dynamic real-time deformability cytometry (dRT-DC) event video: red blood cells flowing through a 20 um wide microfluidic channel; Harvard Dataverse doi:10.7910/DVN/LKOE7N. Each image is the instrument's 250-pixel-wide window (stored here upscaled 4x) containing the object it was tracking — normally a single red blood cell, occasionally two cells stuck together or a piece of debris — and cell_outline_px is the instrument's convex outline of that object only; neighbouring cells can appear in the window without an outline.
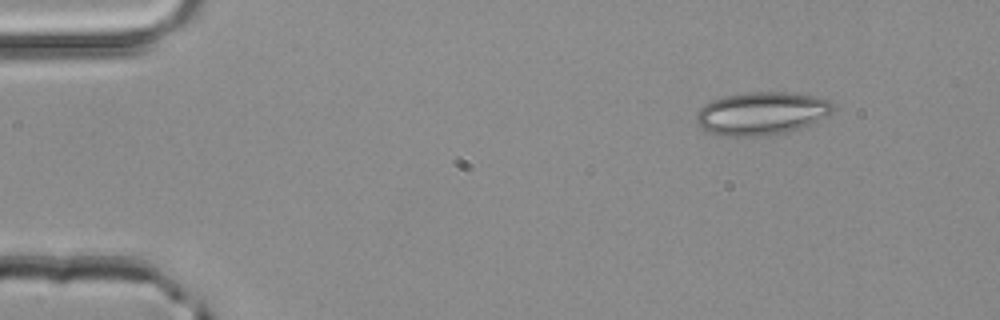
{"species": "common noctule bat (a hibernating species)", "species_latin": "Nyctalus noctula", "temperature_condition": "room temperature", "stored_images_in_passage": 46, "camera_frame_rate_fps": 3000, "um_per_image_px": 0.085, "animal": {"sex": "male", "body_mass_g": 20.4}, "frame": {"image": 1, "passage_image": 1, "time_ms": 0.0, "image_size_px": [1000, 320], "cell_outline_px": [[836, 108], [832, 112], [800, 128], [784, 132], [756, 136], [728, 136], [708, 132], [696, 120], [696, 112], [704, 104], [712, 100], [724, 96], [748, 92], [784, 92], [812, 96], [828, 100], [836, 104]], "centroid_in_image_um": [64.72, 9.62], "position_along_channel_um": 20.3, "area_um2": 33.76}}
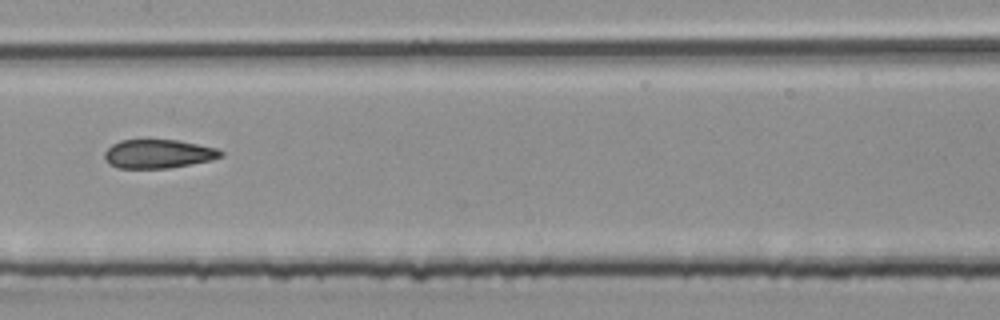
{"frame": {"image": 2, "passage_image": 21, "time_ms": 6.667, "image_size_px": [1000, 320], "cell_outline_px": [[224, 156], [212, 160], [168, 168], [116, 168], [108, 164], [104, 160], [104, 152], [112, 144], [120, 140], [176, 140], [216, 148], [224, 152]], "centroid_in_image_um": [13.42, 13.08], "position_along_channel_um": 194.0, "area_um2": 19.54}}
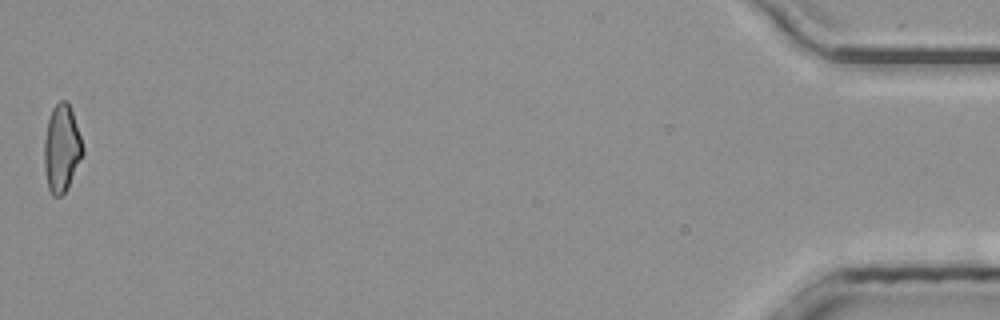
{"frame": {"image": 3, "passage_image": 46, "time_ms": 15.0, "image_size_px": [1000, 320], "cell_outline_px": [[84, 152], [68, 188], [60, 196], [52, 196], [48, 188], [44, 164], [44, 140], [48, 120], [52, 108], [60, 100], [64, 100], [68, 104], [72, 112], [84, 148]], "centroid_in_image_um": [5.23, 12.64], "position_along_channel_um": 430.0, "area_um2": 19.42}, "authors_computed_cell_mechanics": {"area_um2": 20.3456, "velocity_mm_per_s": 4.0546, "shape_relaxation_time_tau1_ms": 9.8662, "shape_relaxation_time_tau2_ms": 2.325, "deformation_change_tau1": 0.1984, "deformation_change_tau2": 0.099}}